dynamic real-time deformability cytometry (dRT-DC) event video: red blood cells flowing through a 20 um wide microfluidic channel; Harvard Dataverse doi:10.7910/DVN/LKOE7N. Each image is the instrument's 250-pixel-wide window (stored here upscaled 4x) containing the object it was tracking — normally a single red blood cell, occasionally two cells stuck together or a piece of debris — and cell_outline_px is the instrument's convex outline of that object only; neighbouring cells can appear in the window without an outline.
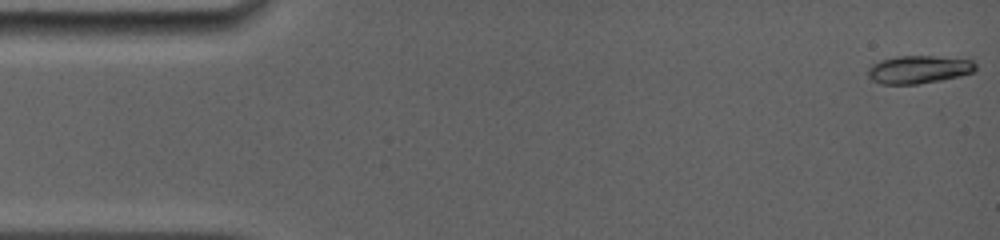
{"species": "common noctule bat (a hibernating species)", "species_latin": "Nyctalus noctula", "temperature_condition": "room temperature", "stored_images_in_passage": 15, "camera_frame_rate_fps": 5000, "um_per_image_px": 0.085, "animal": {"sex": "female", "body_mass_g": 19.0, "forearm_length_mm": 56.7}, "frame": {"image": 1, "passage_image": 1, "time_ms": 0.0, "image_size_px": [1000, 240], "cell_outline_px": [[976, 68], [972, 72], [960, 76], [940, 80], [916, 84], [880, 84], [872, 80], [868, 76], [868, 68], [872, 64], [880, 60], [896, 56], [932, 56], [972, 60], [976, 64]], "centroid_in_image_um": [78.06, 5.9], "position_along_channel_um": 6.9, "area_um2": 17.46}}
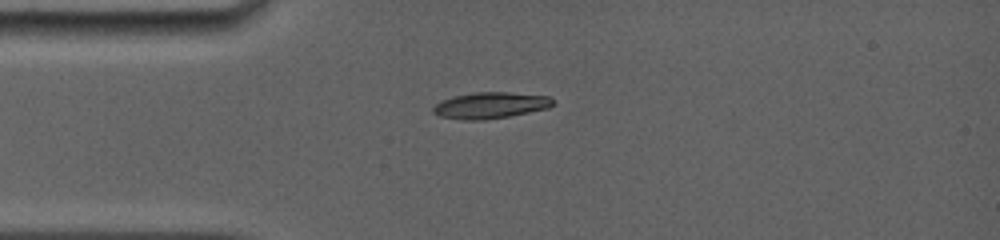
{"frame": {"image": 2, "passage_image": 11, "time_ms": 3.8, "image_size_px": [1000, 240], "cell_outline_px": [[556, 104], [548, 108], [508, 116], [484, 120], [460, 120], [440, 116], [432, 112], [432, 108], [440, 100], [452, 96], [476, 92], [508, 92], [552, 96], [556, 100]], "centroid_in_image_um": [41.71, 8.94], "position_along_channel_um": 43.3, "area_um2": 18.61}}
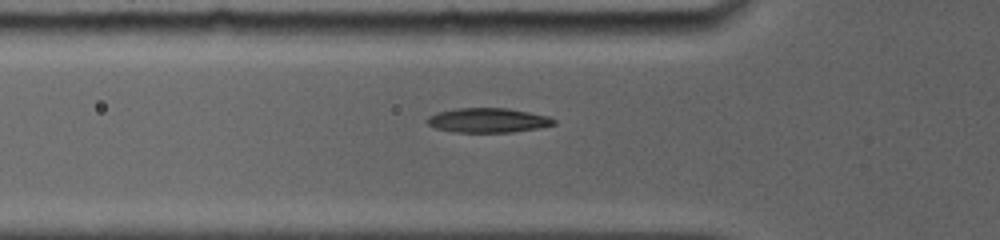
{"frame": {"image": 3, "passage_image": 15, "time_ms": 5.2, "image_size_px": [1000, 240], "cell_outline_px": [[556, 124], [536, 128], [512, 132], [452, 132], [436, 128], [428, 124], [424, 120], [428, 116], [436, 112], [456, 108], [508, 108], [548, 116], [556, 120]], "centroid_in_image_um": [41.43, 10.22], "position_along_channel_um": 84.4, "area_um2": 18.15}}